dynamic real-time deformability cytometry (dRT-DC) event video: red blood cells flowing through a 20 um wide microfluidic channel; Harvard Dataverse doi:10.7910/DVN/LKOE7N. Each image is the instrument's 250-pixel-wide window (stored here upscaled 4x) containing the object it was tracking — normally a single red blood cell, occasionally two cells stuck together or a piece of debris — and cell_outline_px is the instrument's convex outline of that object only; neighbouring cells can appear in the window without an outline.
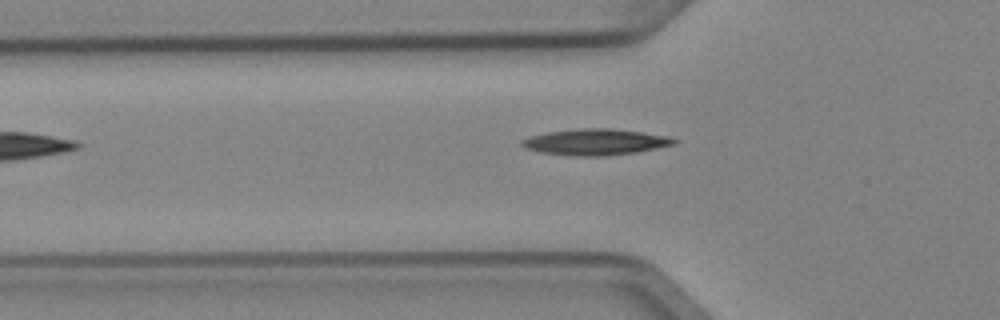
{"species": "Egyptian fruit bat (a non-hibernating species)", "species_latin": "Rousettus aegyptiacus", "temperature_condition": "cold", "stored_images_in_passage": 5, "camera_frame_rate_fps": 3000, "um_per_image_px": 0.085, "animal": {"sex": "female"}, "frame": {"image": 1, "passage_image": 4, "time_ms": 1.0, "image_size_px": [1000, 320], "cell_outline_px": [[680, 140], [676, 144], [636, 152], [604, 156], [572, 156], [540, 152], [524, 148], [520, 144], [520, 140], [532, 136], [548, 132], [580, 128], [612, 128], [672, 136]], "centroid_in_image_um": [50.65, 12.07], "position_along_channel_um": 75.1, "area_um2": 23.41}}
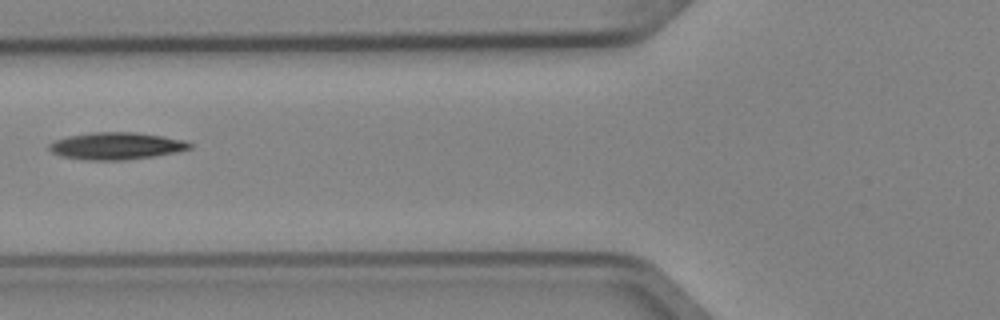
{"frame": {"image": 2, "passage_image": 5, "time_ms": 1.333, "image_size_px": [1000, 320], "cell_outline_px": [[192, 148], [176, 152], [152, 156], [124, 160], [92, 160], [60, 156], [52, 152], [48, 148], [48, 144], [52, 140], [68, 136], [92, 132], [136, 132], [164, 136], [184, 140], [192, 144]], "centroid_in_image_um": [9.86, 12.39], "position_along_channel_um": 115.9, "area_um2": 22.25}}